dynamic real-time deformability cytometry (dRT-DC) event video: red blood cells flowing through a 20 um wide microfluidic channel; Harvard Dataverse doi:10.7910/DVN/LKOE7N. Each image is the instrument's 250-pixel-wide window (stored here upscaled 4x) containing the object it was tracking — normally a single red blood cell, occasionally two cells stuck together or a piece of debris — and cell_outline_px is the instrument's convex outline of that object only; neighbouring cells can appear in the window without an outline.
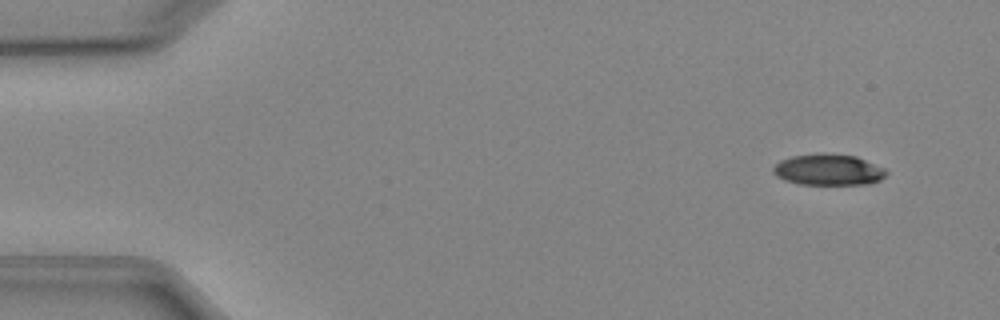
{"species": "Egyptian fruit bat (a non-hibernating species)", "species_latin": "Rousettus aegyptiacus", "temperature_condition": "cold", "stored_images_in_passage": 5, "segment_of_instrument_passage": [1, 2], "camera_frame_rate_fps": 3000, "um_per_image_px": 0.085, "animal": {"sex": "female"}, "frame": {"image": 1, "passage_image": 1, "time_ms": 0.0, "image_size_px": [1000, 320], "cell_outline_px": [[888, 172], [880, 180], [868, 184], [800, 184], [784, 180], [776, 176], [772, 172], [772, 168], [780, 160], [792, 156], [820, 152], [824, 152], [856, 156], [884, 168]], "centroid_in_image_um": [70.38, 14.41], "position_along_channel_um": 14.6, "area_um2": 20.69}}